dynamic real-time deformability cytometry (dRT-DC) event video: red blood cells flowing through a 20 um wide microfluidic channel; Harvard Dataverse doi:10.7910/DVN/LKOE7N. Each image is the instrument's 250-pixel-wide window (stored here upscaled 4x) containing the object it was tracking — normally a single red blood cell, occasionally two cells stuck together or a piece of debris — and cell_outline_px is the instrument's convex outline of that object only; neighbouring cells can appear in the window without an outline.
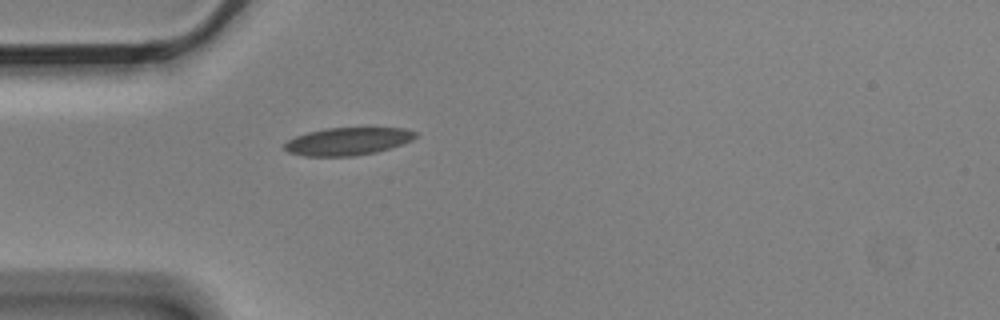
{"species": "Egyptian fruit bat (a non-hibernating species)", "species_latin": "Rousettus aegyptiacus", "temperature_condition": "cold", "stored_images_in_passage": 1, "camera_frame_rate_fps": 3000, "um_per_image_px": 0.085, "animal": {"sex": "male"}, "frame": {"image": 1, "passage_image": 1, "time_ms": 0.0, "image_size_px": [1000, 320], "cell_outline_px": [[416, 136], [412, 140], [376, 152], [352, 156], [304, 156], [288, 152], [284, 148], [284, 144], [288, 140], [296, 136], [308, 132], [328, 128], [404, 128], [416, 132]], "centroid_in_image_um": [29.53, 12.01], "position_along_channel_um": 55.5, "area_um2": 20.87}}